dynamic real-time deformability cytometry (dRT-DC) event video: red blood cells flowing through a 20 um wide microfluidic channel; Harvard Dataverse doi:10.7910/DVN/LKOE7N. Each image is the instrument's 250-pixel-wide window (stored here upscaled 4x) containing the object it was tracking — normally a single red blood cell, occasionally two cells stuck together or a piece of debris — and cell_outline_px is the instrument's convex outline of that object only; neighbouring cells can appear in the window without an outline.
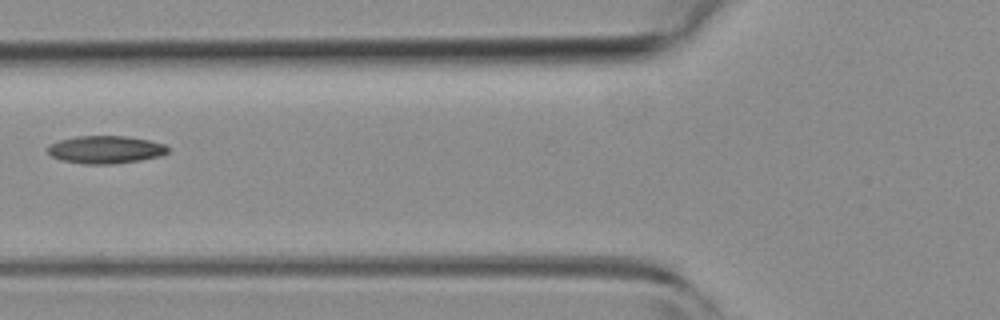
{"species": "common noctule bat (a hibernating species)", "species_latin": "Nyctalus noctula", "temperature_condition": "room temperature", "stored_images_in_passage": 4, "camera_frame_rate_fps": 3000, "um_per_image_px": 0.085, "animal": {"sex": "female", "body_mass_g": 19.3, "forearm_length_mm": 54.1}, "frame": {"image": 1, "passage_image": 3, "time_ms": 0.667, "image_size_px": [1000, 320], "cell_outline_px": [[168, 152], [160, 156], [140, 160], [112, 164], [84, 164], [60, 160], [52, 156], [48, 152], [48, 144], [60, 140], [76, 136], [124, 136], [148, 140], [164, 144], [168, 148]], "centroid_in_image_um": [8.94, 12.72], "position_along_channel_um": 116.9, "area_um2": 19.36}}
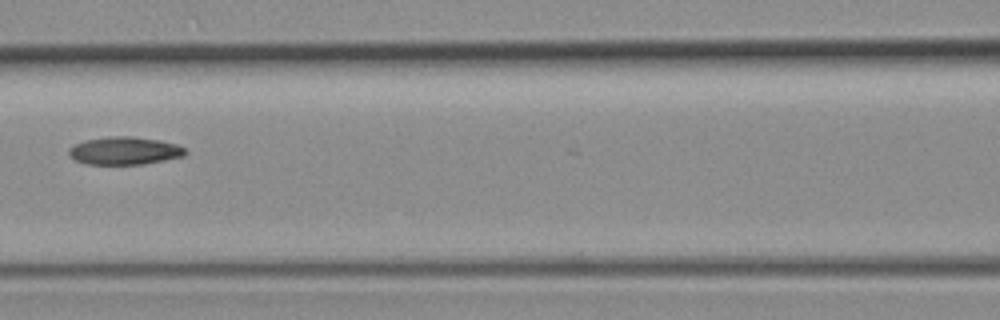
{"frame": {"image": 2, "passage_image": 4, "time_ms": 1.0, "image_size_px": [1000, 320], "cell_outline_px": [[188, 152], [184, 156], [144, 164], [84, 164], [76, 160], [68, 152], [68, 148], [72, 144], [84, 140], [108, 136], [132, 136], [160, 140], [176, 144], [184, 148]], "centroid_in_image_um": [10.57, 12.8], "position_along_channel_um": 156.0, "area_um2": 19.02}}